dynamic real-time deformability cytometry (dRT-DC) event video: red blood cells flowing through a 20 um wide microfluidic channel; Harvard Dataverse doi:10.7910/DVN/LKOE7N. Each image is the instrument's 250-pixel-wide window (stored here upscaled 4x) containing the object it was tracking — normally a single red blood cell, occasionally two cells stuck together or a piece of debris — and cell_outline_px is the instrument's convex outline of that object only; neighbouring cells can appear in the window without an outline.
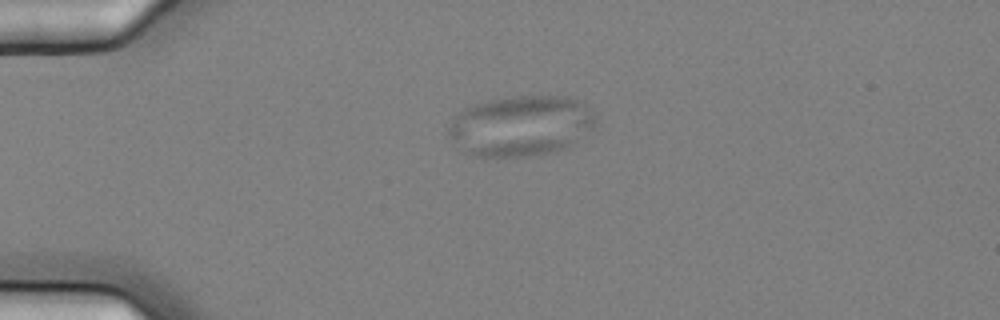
{"species": "common noctule bat (a hibernating species)", "species_latin": "Nyctalus noctula", "temperature_condition": "cold", "stored_images_in_passage": 1, "camera_frame_rate_fps": 3000, "um_per_image_px": 0.085, "animal": {"sex": "female", "body_mass_g": 25.1}, "frame": {"image": 1, "passage_image": 1, "time_ms": 0.0, "image_size_px": [1000, 320], "cell_outline_px": [[600, 124], [568, 148], [540, 156], [472, 156], [456, 148], [448, 136], [448, 128], [452, 116], [464, 108], [472, 104], [496, 96], [568, 96], [588, 104]], "centroid_in_image_um": [44.28, 10.68], "position_along_channel_um": 40.7, "area_um2": 53.64}}